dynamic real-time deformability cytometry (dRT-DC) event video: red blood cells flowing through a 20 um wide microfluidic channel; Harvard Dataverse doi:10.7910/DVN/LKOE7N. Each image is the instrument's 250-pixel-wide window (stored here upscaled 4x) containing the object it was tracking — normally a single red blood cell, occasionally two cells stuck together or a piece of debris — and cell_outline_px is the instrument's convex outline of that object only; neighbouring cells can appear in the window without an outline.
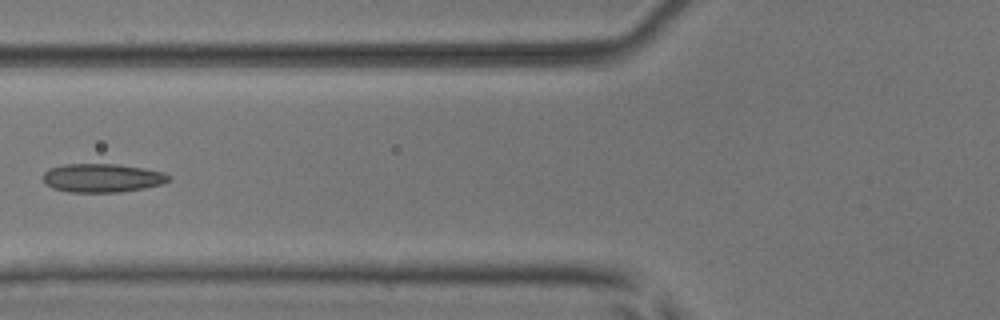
{"species": "common noctule bat (a hibernating species)", "species_latin": "Nyctalus noctula", "temperature_condition": "room temperature", "stored_images_in_passage": 7, "camera_frame_rate_fps": 3000, "um_per_image_px": 0.085, "animal": {"sex": "male", "body_mass_g": 17.9, "forearm_length_mm": 54.2}, "frame": {"image": 1, "passage_image": 6, "time_ms": 1.667, "image_size_px": [1000, 320], "cell_outline_px": [[172, 180], [164, 184], [144, 188], [120, 192], [68, 192], [52, 188], [44, 180], [44, 172], [48, 168], [64, 164], [116, 164], [144, 168], [164, 172], [172, 176]], "centroid_in_image_um": [8.74, 15.12], "position_along_channel_um": 117.1, "area_um2": 21.15}}
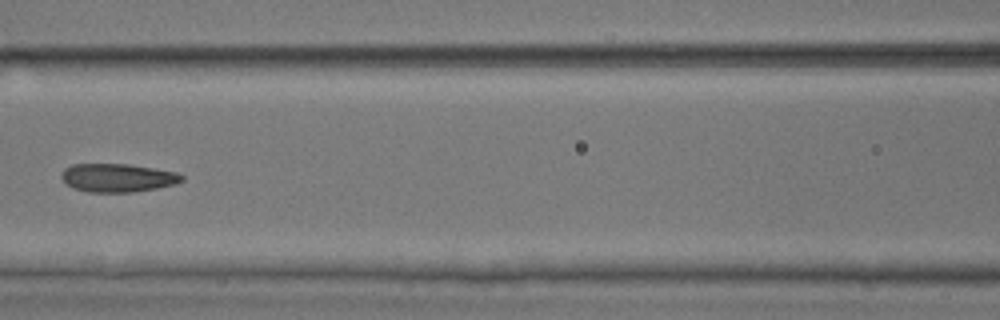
{"frame": {"image": 2, "passage_image": 7, "time_ms": 2.0, "image_size_px": [1000, 320], "cell_outline_px": [[184, 180], [176, 184], [156, 188], [132, 192], [88, 192], [72, 188], [64, 184], [60, 176], [64, 168], [72, 164], [128, 164], [176, 172], [184, 176]], "centroid_in_image_um": [9.96, 15.11], "position_along_channel_um": 156.6, "area_um2": 20.06}}